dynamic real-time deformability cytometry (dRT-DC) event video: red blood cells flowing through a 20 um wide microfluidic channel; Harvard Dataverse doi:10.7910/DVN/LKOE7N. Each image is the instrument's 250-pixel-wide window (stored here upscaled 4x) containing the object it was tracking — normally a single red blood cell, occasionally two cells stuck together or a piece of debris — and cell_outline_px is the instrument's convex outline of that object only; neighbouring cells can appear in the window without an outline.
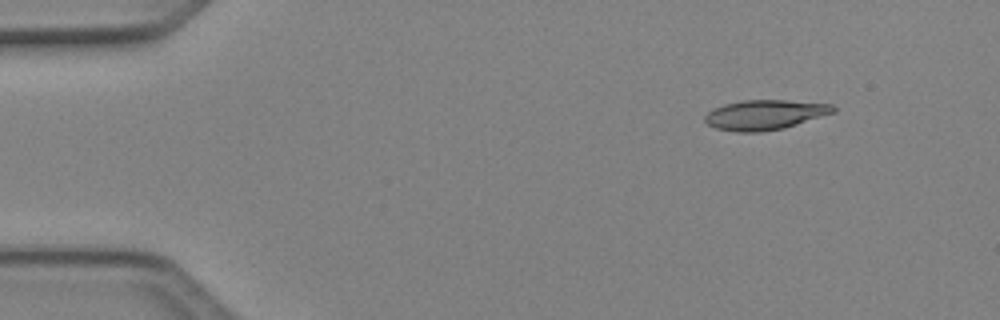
{"species": "Egyptian fruit bat (a non-hibernating species)", "species_latin": "Rousettus aegyptiacus", "temperature_condition": "cold", "stored_images_in_passage": 4, "camera_frame_rate_fps": 3000, "um_per_image_px": 0.085, "animal": {"sex": "female"}, "frame": {"image": 1, "passage_image": 1, "time_ms": 0.0, "image_size_px": [1000, 320], "cell_outline_px": [[836, 112], [784, 128], [760, 132], [736, 132], [716, 128], [708, 124], [704, 120], [704, 116], [708, 112], [724, 104], [744, 100], [788, 100], [832, 104], [836, 108]], "centroid_in_image_um": [65.04, 9.75], "position_along_channel_um": 20.0, "area_um2": 22.31}}
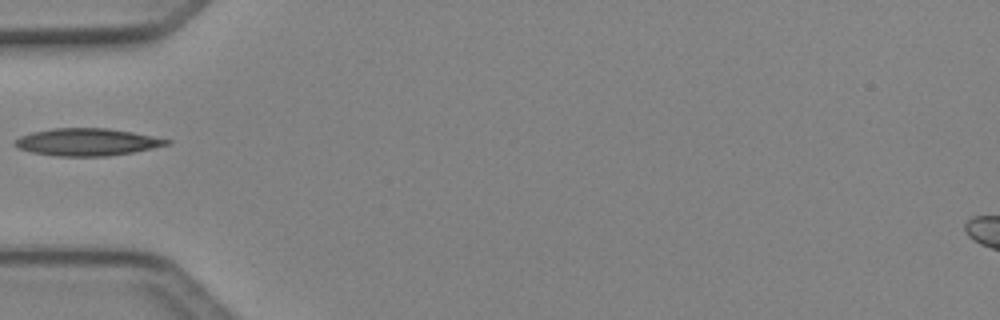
{"frame": {"image": 2, "passage_image": 4, "time_ms": 1.0, "image_size_px": [1000, 320], "cell_outline_px": [[172, 144], [132, 152], [108, 156], [56, 156], [32, 152], [16, 148], [12, 144], [12, 140], [20, 136], [32, 132], [52, 128], [108, 128], [132, 132], [172, 140]], "centroid_in_image_um": [7.36, 12.07], "position_along_channel_um": 77.6, "area_um2": 24.33}}